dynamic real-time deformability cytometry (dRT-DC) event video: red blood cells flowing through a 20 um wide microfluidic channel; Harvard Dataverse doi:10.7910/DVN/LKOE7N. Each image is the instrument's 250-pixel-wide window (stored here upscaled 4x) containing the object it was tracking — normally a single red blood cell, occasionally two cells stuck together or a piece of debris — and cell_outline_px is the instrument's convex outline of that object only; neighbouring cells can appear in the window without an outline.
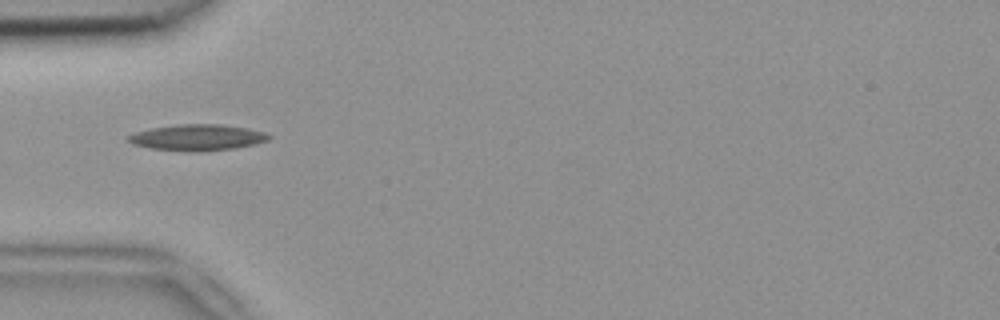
{"species": "common noctule bat (a hibernating species)", "species_latin": "Nyctalus noctula", "temperature_condition": "room temperature", "stored_images_in_passage": 5, "camera_frame_rate_fps": 3000, "um_per_image_px": 0.085, "animal": {"sex": "female", "body_mass_g": 18.4}, "frame": {"image": 1, "passage_image": 2, "time_ms": 0.333, "image_size_px": [1000, 320], "cell_outline_px": [[272, 136], [268, 140], [252, 144], [232, 148], [200, 152], [188, 152], [152, 148], [132, 144], [128, 140], [128, 136], [136, 132], [152, 128], [180, 124], [220, 124], [244, 128], [264, 132]], "centroid_in_image_um": [16.76, 11.69], "position_along_channel_um": 68.2, "area_um2": 21.1}}
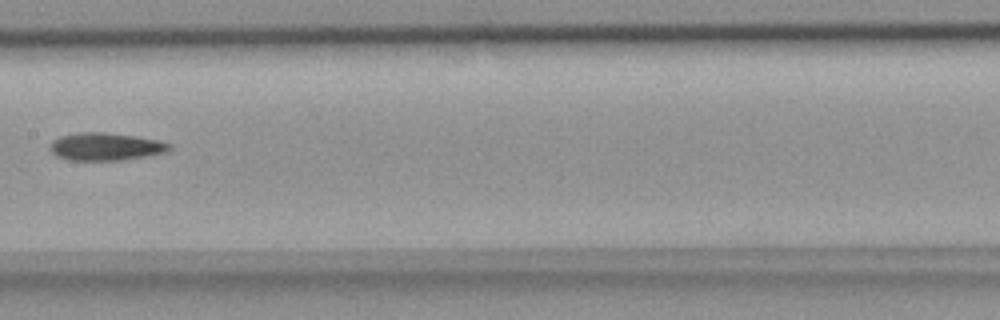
{"frame": {"image": 2, "passage_image": 5, "time_ms": 1.333, "image_size_px": [1000, 320], "cell_outline_px": [[172, 148], [168, 152], [152, 156], [124, 160], [68, 160], [56, 156], [48, 148], [52, 140], [60, 136], [80, 132], [104, 132], [132, 136], [156, 140], [172, 144]], "centroid_in_image_um": [8.99, 12.48], "position_along_channel_um": 198.4, "area_um2": 19.48}}